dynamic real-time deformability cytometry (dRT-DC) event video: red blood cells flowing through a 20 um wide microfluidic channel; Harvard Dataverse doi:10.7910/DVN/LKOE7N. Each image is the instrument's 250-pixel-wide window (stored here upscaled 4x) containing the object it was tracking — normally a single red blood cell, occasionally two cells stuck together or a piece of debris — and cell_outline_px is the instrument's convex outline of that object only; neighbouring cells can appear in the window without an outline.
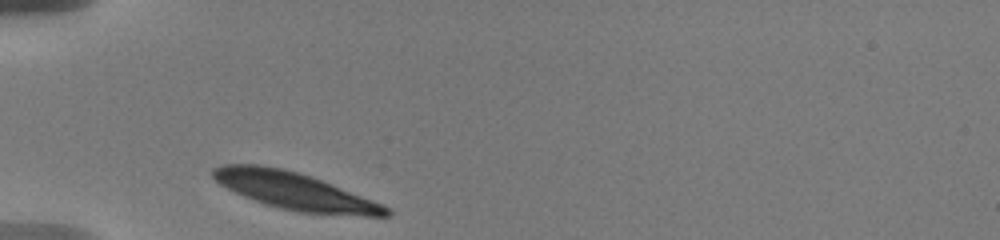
{"species": "human", "species_latin": "Homo sapiens", "temperature_condition": "warm", "stored_images_in_passage": 18, "camera_frame_rate_fps": 3000, "um_per_image_px": 0.085, "donor": {"sex": "male"}, "frame": {"image": 1, "passage_image": 1, "time_ms": 0.0, "image_size_px": [1000, 240], "cell_outline_px": [[392, 212], [388, 216], [368, 216], [300, 212], [280, 208], [244, 196], [220, 184], [212, 176], [212, 168], [224, 164], [256, 164], [284, 168], [320, 180], [384, 204]], "centroid_in_image_um": [25.05, 16.23], "position_along_channel_um": 60.0, "area_um2": 36.82}}
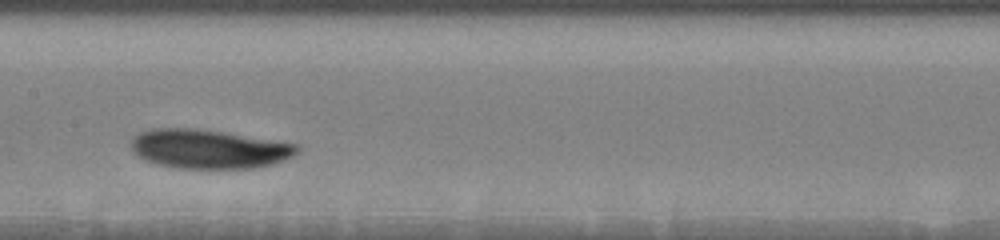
{"frame": {"image": 2, "passage_image": 7, "time_ms": 4.0, "image_size_px": [1000, 240], "cell_outline_px": [[300, 152], [284, 160], [272, 164], [256, 168], [180, 168], [156, 164], [144, 160], [136, 156], [132, 152], [132, 136], [140, 132], [152, 128], [196, 128], [296, 144], [300, 148]], "centroid_in_image_um": [17.7, 12.67], "position_along_channel_um": 189.7, "area_um2": 37.74}}
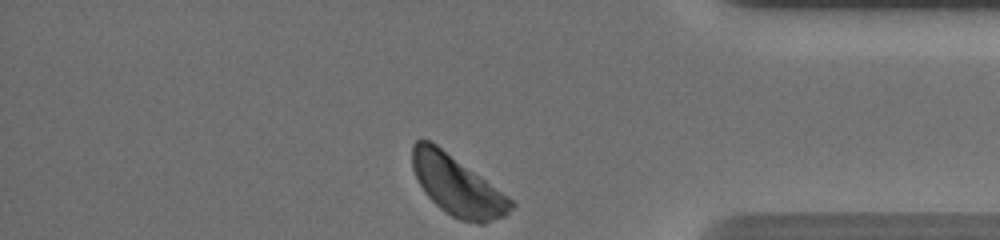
{"frame": {"image": 3, "passage_image": 18, "time_ms": 10.333, "image_size_px": [1000, 240], "cell_outline_px": [[516, 204], [504, 216], [484, 224], [476, 224], [460, 220], [452, 216], [440, 208], [424, 192], [412, 168], [412, 144], [416, 140], [432, 140], [512, 200]], "centroid_in_image_um": [38.83, 15.78], "position_along_channel_um": 396.4, "area_um2": 33.93}, "authors_computed_cell_mechanics": {"area_um2": 36.6163, "velocity_mm_per_s": 3.5195, "shape_relaxation_time_tau1_ms": 2.5204, "shape_relaxation_time_tau2_ms": null, "deformation_change_tau1": 0.0926, "deformation_change_tau2": null}}